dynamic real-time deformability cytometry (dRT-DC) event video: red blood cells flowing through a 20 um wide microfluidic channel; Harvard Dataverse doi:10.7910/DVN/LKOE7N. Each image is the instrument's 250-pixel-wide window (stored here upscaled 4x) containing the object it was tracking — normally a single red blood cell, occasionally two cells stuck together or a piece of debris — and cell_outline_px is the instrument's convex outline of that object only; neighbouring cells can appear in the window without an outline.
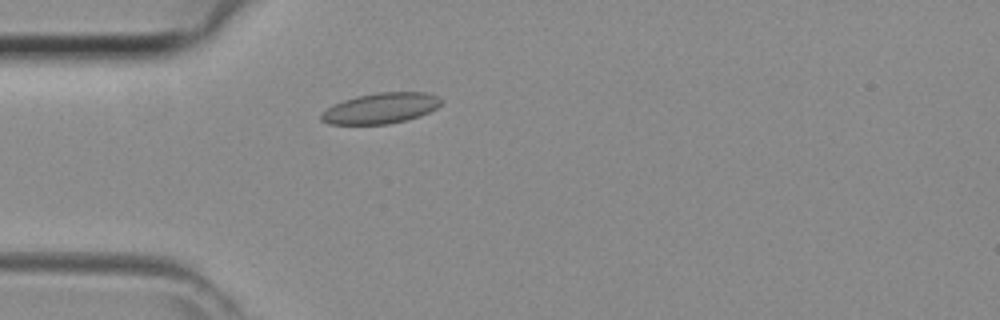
{"species": "common noctule bat (a hibernating species)", "species_latin": "Nyctalus noctula", "temperature_condition": "room temperature", "stored_images_in_passage": 33, "camera_frame_rate_fps": 3000, "um_per_image_px": 0.085, "animal": {"sex": "female", "body_mass_g": 29.2, "forearm_length_mm": 56.3}, "frame": {"image": 1, "passage_image": 2, "time_ms": 0.333, "image_size_px": [1000, 320], "cell_outline_px": [[444, 100], [436, 108], [420, 116], [408, 120], [388, 124], [328, 124], [320, 120], [320, 112], [332, 104], [356, 96], [376, 92], [428, 92], [440, 96]], "centroid_in_image_um": [32.36, 9.19], "position_along_channel_um": 52.6, "area_um2": 21.79}}
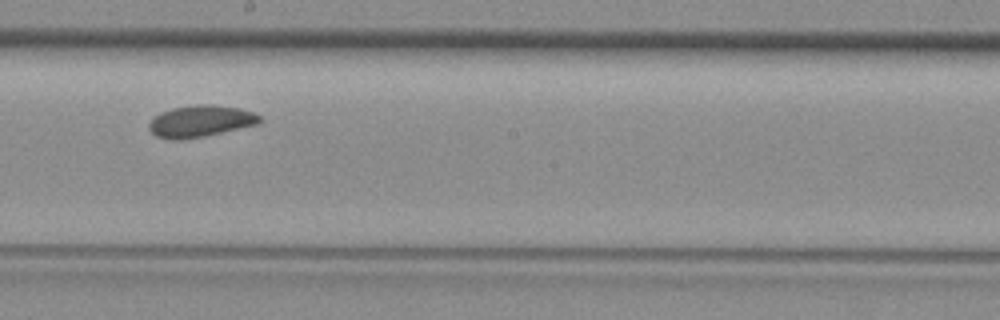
{"frame": {"image": 2, "passage_image": 14, "time_ms": 4.333, "image_size_px": [1000, 320], "cell_outline_px": [[264, 120], [260, 124], [204, 136], [180, 140], [172, 140], [156, 136], [148, 128], [148, 124], [152, 116], [160, 112], [172, 108], [196, 104], [212, 104], [240, 108], [252, 112], [260, 116]], "centroid_in_image_um": [17.04, 10.29], "position_along_channel_um": 231.2, "area_um2": 20.75}}
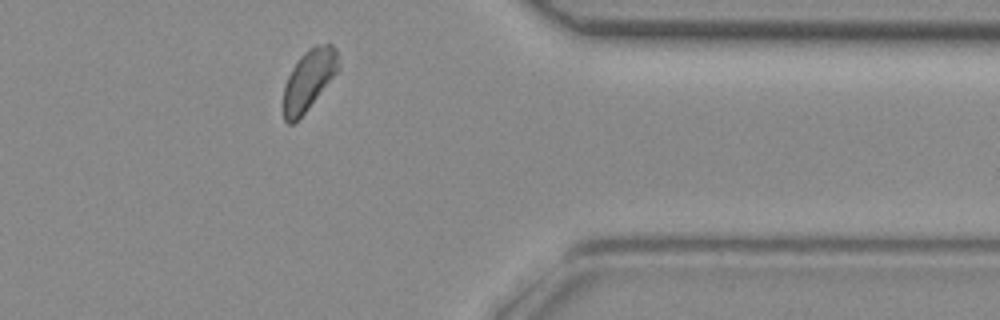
{"frame": {"image": 3, "passage_image": 25, "time_ms": 8.0, "image_size_px": [1000, 320], "cell_outline_px": [[340, 68], [308, 108], [292, 124], [288, 124], [284, 120], [284, 88], [288, 76], [292, 68], [300, 56], [308, 48], [316, 44], [332, 44], [336, 48], [340, 64]], "centroid_in_image_um": [26.27, 6.73], "position_along_channel_um": 385.1, "area_um2": 19.13}}